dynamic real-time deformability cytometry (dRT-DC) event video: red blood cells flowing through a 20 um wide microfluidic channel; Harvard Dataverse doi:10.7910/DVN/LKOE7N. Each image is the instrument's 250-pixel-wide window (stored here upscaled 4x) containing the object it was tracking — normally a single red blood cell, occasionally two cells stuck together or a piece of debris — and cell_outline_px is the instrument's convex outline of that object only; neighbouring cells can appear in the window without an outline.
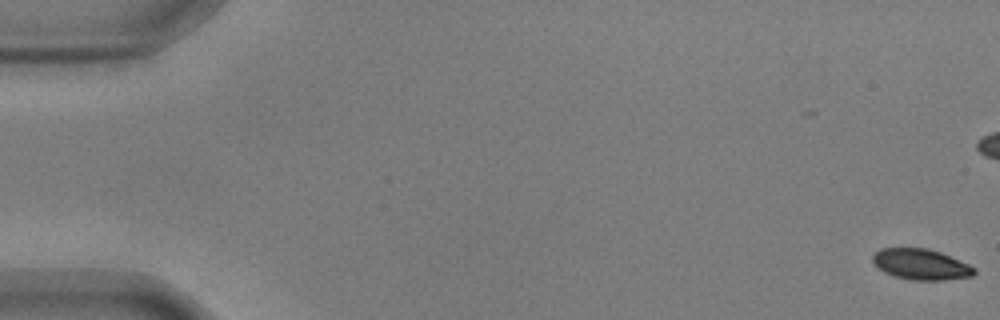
{"species": "common noctule bat (a hibernating species)", "species_latin": "Nyctalus noctula", "temperature_condition": "warm", "stored_images_in_passage": 57, "camera_frame_rate_fps": 3000, "um_per_image_px": 0.085, "animal": {"sex": "male", "body_mass_g": 17.9, "forearm_length_mm": 54.2}, "frame": {"image": 1, "passage_image": 1, "time_ms": 0.0, "image_size_px": [1000, 320], "cell_outline_px": [[976, 272], [972, 276], [944, 280], [912, 280], [896, 276], [884, 272], [872, 260], [872, 256], [880, 248], [928, 248], [940, 252], [968, 264], [976, 268]], "centroid_in_image_um": [78.3, 22.46], "position_along_channel_um": 6.7, "area_um2": 18.03}}
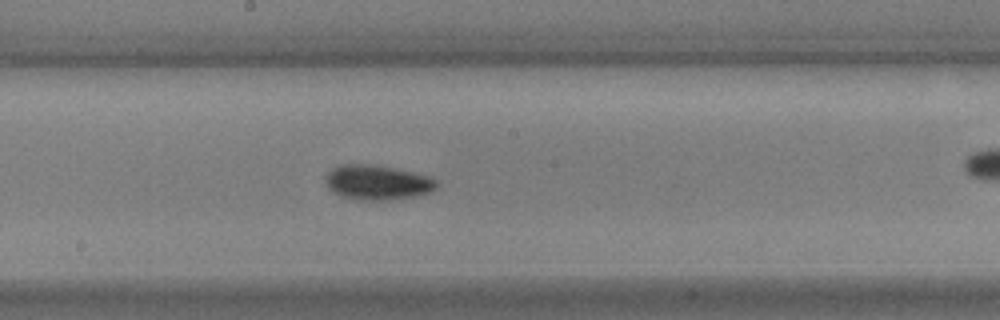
{"frame": {"image": 2, "passage_image": 31, "time_ms": 10.0, "image_size_px": [1000, 320], "cell_outline_px": [[436, 188], [432, 192], [412, 196], [384, 200], [356, 200], [340, 196], [332, 192], [328, 188], [328, 172], [332, 168], [340, 164], [368, 164], [396, 168], [432, 176], [436, 180]], "centroid_in_image_um": [32.09, 15.5], "position_along_channel_um": 216.1, "area_um2": 22.48}}
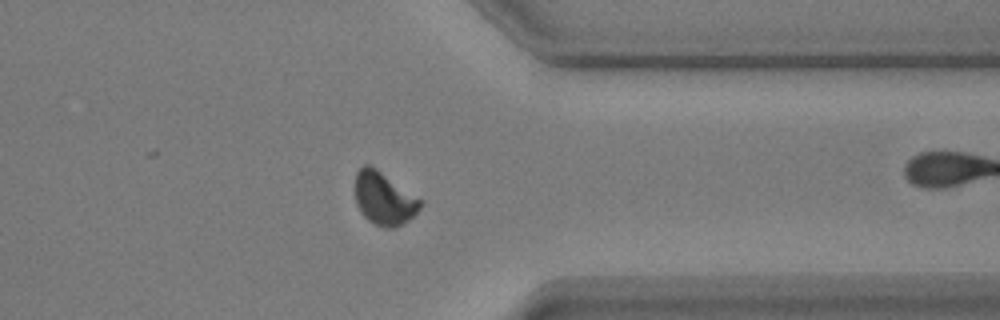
{"frame": {"image": 3, "passage_image": 45, "time_ms": 14.667, "image_size_px": [1000, 320], "cell_outline_px": [[424, 204], [408, 220], [396, 228], [384, 228], [368, 220], [360, 212], [356, 204], [352, 188], [356, 172], [364, 164], [368, 164], [376, 168], [424, 200]], "centroid_in_image_um": [32.61, 16.85], "position_along_channel_um": 378.8, "area_um2": 20.69}, "authors_computed_cell_mechanics": {"area_um2": 20.0566, "velocity_mm_per_s": 3.6109, "shape_relaxation_time_tau1_ms": 2.6546, "shape_relaxation_time_tau2_ms": 3.0539, "deformation_change_tau1": 0.1039, "deformation_change_tau2": 0.046}}